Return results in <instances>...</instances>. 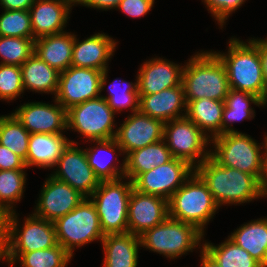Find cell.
<instances>
[{
  "instance_id": "bcb514c9",
  "label": "cell",
  "mask_w": 267,
  "mask_h": 267,
  "mask_svg": "<svg viewBox=\"0 0 267 267\" xmlns=\"http://www.w3.org/2000/svg\"><path fill=\"white\" fill-rule=\"evenodd\" d=\"M260 197H267V154L264 158L262 175L259 180Z\"/></svg>"
},
{
  "instance_id": "60d3db41",
  "label": "cell",
  "mask_w": 267,
  "mask_h": 267,
  "mask_svg": "<svg viewBox=\"0 0 267 267\" xmlns=\"http://www.w3.org/2000/svg\"><path fill=\"white\" fill-rule=\"evenodd\" d=\"M154 3L155 0H121L116 9L130 18H140L150 12Z\"/></svg>"
},
{
  "instance_id": "4dcf8cb0",
  "label": "cell",
  "mask_w": 267,
  "mask_h": 267,
  "mask_svg": "<svg viewBox=\"0 0 267 267\" xmlns=\"http://www.w3.org/2000/svg\"><path fill=\"white\" fill-rule=\"evenodd\" d=\"M224 106V101L207 98L191 100L187 103L186 116L212 139L221 135V121Z\"/></svg>"
},
{
  "instance_id": "7402d4cb",
  "label": "cell",
  "mask_w": 267,
  "mask_h": 267,
  "mask_svg": "<svg viewBox=\"0 0 267 267\" xmlns=\"http://www.w3.org/2000/svg\"><path fill=\"white\" fill-rule=\"evenodd\" d=\"M139 111L164 123L186 116L183 84L154 94L139 95Z\"/></svg>"
},
{
  "instance_id": "f35d334b",
  "label": "cell",
  "mask_w": 267,
  "mask_h": 267,
  "mask_svg": "<svg viewBox=\"0 0 267 267\" xmlns=\"http://www.w3.org/2000/svg\"><path fill=\"white\" fill-rule=\"evenodd\" d=\"M24 93L20 66L0 64V100L7 102Z\"/></svg>"
},
{
  "instance_id": "74e56055",
  "label": "cell",
  "mask_w": 267,
  "mask_h": 267,
  "mask_svg": "<svg viewBox=\"0 0 267 267\" xmlns=\"http://www.w3.org/2000/svg\"><path fill=\"white\" fill-rule=\"evenodd\" d=\"M0 36L33 38L29 10H4L0 15Z\"/></svg>"
},
{
  "instance_id": "484cf974",
  "label": "cell",
  "mask_w": 267,
  "mask_h": 267,
  "mask_svg": "<svg viewBox=\"0 0 267 267\" xmlns=\"http://www.w3.org/2000/svg\"><path fill=\"white\" fill-rule=\"evenodd\" d=\"M75 34L63 32L37 38L34 54L59 72L71 66Z\"/></svg>"
},
{
  "instance_id": "7a4b0ae2",
  "label": "cell",
  "mask_w": 267,
  "mask_h": 267,
  "mask_svg": "<svg viewBox=\"0 0 267 267\" xmlns=\"http://www.w3.org/2000/svg\"><path fill=\"white\" fill-rule=\"evenodd\" d=\"M219 206L237 205L260 198L259 180L235 168L221 166L211 156L195 168Z\"/></svg>"
},
{
  "instance_id": "c3c4849f",
  "label": "cell",
  "mask_w": 267,
  "mask_h": 267,
  "mask_svg": "<svg viewBox=\"0 0 267 267\" xmlns=\"http://www.w3.org/2000/svg\"><path fill=\"white\" fill-rule=\"evenodd\" d=\"M10 214L11 213L5 207H0V248L4 240L5 227Z\"/></svg>"
},
{
  "instance_id": "f1b7e54d",
  "label": "cell",
  "mask_w": 267,
  "mask_h": 267,
  "mask_svg": "<svg viewBox=\"0 0 267 267\" xmlns=\"http://www.w3.org/2000/svg\"><path fill=\"white\" fill-rule=\"evenodd\" d=\"M228 238L247 251L263 267H267V218L241 225Z\"/></svg>"
},
{
  "instance_id": "7c38bea8",
  "label": "cell",
  "mask_w": 267,
  "mask_h": 267,
  "mask_svg": "<svg viewBox=\"0 0 267 267\" xmlns=\"http://www.w3.org/2000/svg\"><path fill=\"white\" fill-rule=\"evenodd\" d=\"M108 71V68L100 71L75 66L61 71L56 101L68 110L75 105L99 97L107 85Z\"/></svg>"
},
{
  "instance_id": "7bdbcfd3",
  "label": "cell",
  "mask_w": 267,
  "mask_h": 267,
  "mask_svg": "<svg viewBox=\"0 0 267 267\" xmlns=\"http://www.w3.org/2000/svg\"><path fill=\"white\" fill-rule=\"evenodd\" d=\"M121 0H75V4H80L88 8L98 10L116 9Z\"/></svg>"
},
{
  "instance_id": "2e32d148",
  "label": "cell",
  "mask_w": 267,
  "mask_h": 267,
  "mask_svg": "<svg viewBox=\"0 0 267 267\" xmlns=\"http://www.w3.org/2000/svg\"><path fill=\"white\" fill-rule=\"evenodd\" d=\"M164 122L141 113L128 115L121 126L116 127L114 139L126 156L129 152L164 139Z\"/></svg>"
},
{
  "instance_id": "f6af8a7d",
  "label": "cell",
  "mask_w": 267,
  "mask_h": 267,
  "mask_svg": "<svg viewBox=\"0 0 267 267\" xmlns=\"http://www.w3.org/2000/svg\"><path fill=\"white\" fill-rule=\"evenodd\" d=\"M258 49L262 61L264 80L267 82V39H258Z\"/></svg>"
},
{
  "instance_id": "7dc6e473",
  "label": "cell",
  "mask_w": 267,
  "mask_h": 267,
  "mask_svg": "<svg viewBox=\"0 0 267 267\" xmlns=\"http://www.w3.org/2000/svg\"><path fill=\"white\" fill-rule=\"evenodd\" d=\"M200 258V267H221L219 263L202 247Z\"/></svg>"
},
{
  "instance_id": "f907efd6",
  "label": "cell",
  "mask_w": 267,
  "mask_h": 267,
  "mask_svg": "<svg viewBox=\"0 0 267 267\" xmlns=\"http://www.w3.org/2000/svg\"><path fill=\"white\" fill-rule=\"evenodd\" d=\"M265 141H266V154H267V135H265Z\"/></svg>"
},
{
  "instance_id": "ffe728a7",
  "label": "cell",
  "mask_w": 267,
  "mask_h": 267,
  "mask_svg": "<svg viewBox=\"0 0 267 267\" xmlns=\"http://www.w3.org/2000/svg\"><path fill=\"white\" fill-rule=\"evenodd\" d=\"M183 66L163 58L147 60L139 68V95H150L181 84Z\"/></svg>"
},
{
  "instance_id": "8d00e7d4",
  "label": "cell",
  "mask_w": 267,
  "mask_h": 267,
  "mask_svg": "<svg viewBox=\"0 0 267 267\" xmlns=\"http://www.w3.org/2000/svg\"><path fill=\"white\" fill-rule=\"evenodd\" d=\"M33 38L0 36V64L21 66L34 53Z\"/></svg>"
},
{
  "instance_id": "e575fe53",
  "label": "cell",
  "mask_w": 267,
  "mask_h": 267,
  "mask_svg": "<svg viewBox=\"0 0 267 267\" xmlns=\"http://www.w3.org/2000/svg\"><path fill=\"white\" fill-rule=\"evenodd\" d=\"M135 81L132 83L114 79L109 85L108 96L100 95L108 102L114 113H121L126 108L131 109L132 113L139 111L138 76Z\"/></svg>"
},
{
  "instance_id": "d6a6232c",
  "label": "cell",
  "mask_w": 267,
  "mask_h": 267,
  "mask_svg": "<svg viewBox=\"0 0 267 267\" xmlns=\"http://www.w3.org/2000/svg\"><path fill=\"white\" fill-rule=\"evenodd\" d=\"M203 248L219 263L221 267H263L247 251L227 238L219 245L203 243Z\"/></svg>"
},
{
  "instance_id": "8992f818",
  "label": "cell",
  "mask_w": 267,
  "mask_h": 267,
  "mask_svg": "<svg viewBox=\"0 0 267 267\" xmlns=\"http://www.w3.org/2000/svg\"><path fill=\"white\" fill-rule=\"evenodd\" d=\"M204 236L196 226L167 217L140 235V242L141 247L173 260L193 252V249H202Z\"/></svg>"
},
{
  "instance_id": "cb8c5ba5",
  "label": "cell",
  "mask_w": 267,
  "mask_h": 267,
  "mask_svg": "<svg viewBox=\"0 0 267 267\" xmlns=\"http://www.w3.org/2000/svg\"><path fill=\"white\" fill-rule=\"evenodd\" d=\"M71 143L63 133L30 134L27 158L24 161L26 167L32 166L40 169L53 168L59 160L63 150Z\"/></svg>"
},
{
  "instance_id": "603a6c76",
  "label": "cell",
  "mask_w": 267,
  "mask_h": 267,
  "mask_svg": "<svg viewBox=\"0 0 267 267\" xmlns=\"http://www.w3.org/2000/svg\"><path fill=\"white\" fill-rule=\"evenodd\" d=\"M86 142H93V144L95 143L94 146L96 147H89L85 148L84 150L86 152L88 164L93 169L96 177L100 181L116 180L125 177V159H122L123 162L121 164L120 161H118V154L116 155L114 153L118 151V153H120L119 156H124V154L114 138L106 140H91ZM108 154L111 155L109 156ZM113 160H115L117 164L115 161L113 162ZM118 162L120 163V166L118 165Z\"/></svg>"
},
{
  "instance_id": "6da1fadb",
  "label": "cell",
  "mask_w": 267,
  "mask_h": 267,
  "mask_svg": "<svg viewBox=\"0 0 267 267\" xmlns=\"http://www.w3.org/2000/svg\"><path fill=\"white\" fill-rule=\"evenodd\" d=\"M181 83L186 103L203 98L225 101L230 90L226 68L212 50L190 57L183 66Z\"/></svg>"
},
{
  "instance_id": "f546056e",
  "label": "cell",
  "mask_w": 267,
  "mask_h": 267,
  "mask_svg": "<svg viewBox=\"0 0 267 267\" xmlns=\"http://www.w3.org/2000/svg\"><path fill=\"white\" fill-rule=\"evenodd\" d=\"M72 255L60 244L31 252H0V261L14 267L17 261L21 267H66Z\"/></svg>"
},
{
  "instance_id": "ab89813d",
  "label": "cell",
  "mask_w": 267,
  "mask_h": 267,
  "mask_svg": "<svg viewBox=\"0 0 267 267\" xmlns=\"http://www.w3.org/2000/svg\"><path fill=\"white\" fill-rule=\"evenodd\" d=\"M246 0H202L209 13L215 18L221 29L229 16L244 4Z\"/></svg>"
},
{
  "instance_id": "d590c367",
  "label": "cell",
  "mask_w": 267,
  "mask_h": 267,
  "mask_svg": "<svg viewBox=\"0 0 267 267\" xmlns=\"http://www.w3.org/2000/svg\"><path fill=\"white\" fill-rule=\"evenodd\" d=\"M25 169L0 170V202L10 212H15L14 203L23 197L26 173Z\"/></svg>"
},
{
  "instance_id": "d6986e66",
  "label": "cell",
  "mask_w": 267,
  "mask_h": 267,
  "mask_svg": "<svg viewBox=\"0 0 267 267\" xmlns=\"http://www.w3.org/2000/svg\"><path fill=\"white\" fill-rule=\"evenodd\" d=\"M75 0H35L29 9L33 39L65 32Z\"/></svg>"
},
{
  "instance_id": "5bb4252c",
  "label": "cell",
  "mask_w": 267,
  "mask_h": 267,
  "mask_svg": "<svg viewBox=\"0 0 267 267\" xmlns=\"http://www.w3.org/2000/svg\"><path fill=\"white\" fill-rule=\"evenodd\" d=\"M77 144L79 143L71 140L55 165L58 169H55L51 176L66 182L89 198L98 188L100 180L88 164L85 150Z\"/></svg>"
},
{
  "instance_id": "9c48e42d",
  "label": "cell",
  "mask_w": 267,
  "mask_h": 267,
  "mask_svg": "<svg viewBox=\"0 0 267 267\" xmlns=\"http://www.w3.org/2000/svg\"><path fill=\"white\" fill-rule=\"evenodd\" d=\"M17 215L16 211L10 214L0 252H31L58 245L53 222L32 213L24 219L21 228Z\"/></svg>"
},
{
  "instance_id": "277c9868",
  "label": "cell",
  "mask_w": 267,
  "mask_h": 267,
  "mask_svg": "<svg viewBox=\"0 0 267 267\" xmlns=\"http://www.w3.org/2000/svg\"><path fill=\"white\" fill-rule=\"evenodd\" d=\"M218 209L212 193L195 171L168 200V217L190 223L204 234Z\"/></svg>"
},
{
  "instance_id": "30bf717a",
  "label": "cell",
  "mask_w": 267,
  "mask_h": 267,
  "mask_svg": "<svg viewBox=\"0 0 267 267\" xmlns=\"http://www.w3.org/2000/svg\"><path fill=\"white\" fill-rule=\"evenodd\" d=\"M114 120V111L101 96L67 110V130L80 133L87 141L114 138L117 126Z\"/></svg>"
},
{
  "instance_id": "83f0119b",
  "label": "cell",
  "mask_w": 267,
  "mask_h": 267,
  "mask_svg": "<svg viewBox=\"0 0 267 267\" xmlns=\"http://www.w3.org/2000/svg\"><path fill=\"white\" fill-rule=\"evenodd\" d=\"M174 157L163 140L129 152L125 157V177L132 182L156 166L166 164Z\"/></svg>"
},
{
  "instance_id": "1f68e13d",
  "label": "cell",
  "mask_w": 267,
  "mask_h": 267,
  "mask_svg": "<svg viewBox=\"0 0 267 267\" xmlns=\"http://www.w3.org/2000/svg\"><path fill=\"white\" fill-rule=\"evenodd\" d=\"M225 106L221 121V134L237 132L232 125L244 119L251 120L256 116L254 108L250 104L260 106V98L248 92L229 90L225 99ZM231 123V124H230Z\"/></svg>"
},
{
  "instance_id": "681fc988",
  "label": "cell",
  "mask_w": 267,
  "mask_h": 267,
  "mask_svg": "<svg viewBox=\"0 0 267 267\" xmlns=\"http://www.w3.org/2000/svg\"><path fill=\"white\" fill-rule=\"evenodd\" d=\"M266 104H267V82L265 84L264 92L260 98V106L263 107L266 106Z\"/></svg>"
},
{
  "instance_id": "4fadbf2b",
  "label": "cell",
  "mask_w": 267,
  "mask_h": 267,
  "mask_svg": "<svg viewBox=\"0 0 267 267\" xmlns=\"http://www.w3.org/2000/svg\"><path fill=\"white\" fill-rule=\"evenodd\" d=\"M195 168L188 162L173 158L166 164L141 173L134 181L133 188L139 192L169 200L194 173Z\"/></svg>"
},
{
  "instance_id": "4316f807",
  "label": "cell",
  "mask_w": 267,
  "mask_h": 267,
  "mask_svg": "<svg viewBox=\"0 0 267 267\" xmlns=\"http://www.w3.org/2000/svg\"><path fill=\"white\" fill-rule=\"evenodd\" d=\"M20 67L24 90L41 94L51 93L55 98L60 76L57 69L49 66L34 53Z\"/></svg>"
},
{
  "instance_id": "5b68a950",
  "label": "cell",
  "mask_w": 267,
  "mask_h": 267,
  "mask_svg": "<svg viewBox=\"0 0 267 267\" xmlns=\"http://www.w3.org/2000/svg\"><path fill=\"white\" fill-rule=\"evenodd\" d=\"M211 144L214 146L210 149V156L221 166L235 168L260 180L266 156L265 137L261 146L250 135L228 132L212 138Z\"/></svg>"
},
{
  "instance_id": "ee69618b",
  "label": "cell",
  "mask_w": 267,
  "mask_h": 267,
  "mask_svg": "<svg viewBox=\"0 0 267 267\" xmlns=\"http://www.w3.org/2000/svg\"><path fill=\"white\" fill-rule=\"evenodd\" d=\"M35 0H0L4 10H29Z\"/></svg>"
},
{
  "instance_id": "8fae6325",
  "label": "cell",
  "mask_w": 267,
  "mask_h": 267,
  "mask_svg": "<svg viewBox=\"0 0 267 267\" xmlns=\"http://www.w3.org/2000/svg\"><path fill=\"white\" fill-rule=\"evenodd\" d=\"M164 141L172 156L188 162L196 168L210 156L207 149L210 138L187 116L164 124Z\"/></svg>"
},
{
  "instance_id": "3957f363",
  "label": "cell",
  "mask_w": 267,
  "mask_h": 267,
  "mask_svg": "<svg viewBox=\"0 0 267 267\" xmlns=\"http://www.w3.org/2000/svg\"><path fill=\"white\" fill-rule=\"evenodd\" d=\"M227 53L214 52L224 64L230 89L248 92L261 98L265 89L262 61L258 49V38L246 43L230 38Z\"/></svg>"
},
{
  "instance_id": "d4e9b609",
  "label": "cell",
  "mask_w": 267,
  "mask_h": 267,
  "mask_svg": "<svg viewBox=\"0 0 267 267\" xmlns=\"http://www.w3.org/2000/svg\"><path fill=\"white\" fill-rule=\"evenodd\" d=\"M103 267H137L140 236L130 232L107 234L101 241Z\"/></svg>"
},
{
  "instance_id": "e0dca14e",
  "label": "cell",
  "mask_w": 267,
  "mask_h": 267,
  "mask_svg": "<svg viewBox=\"0 0 267 267\" xmlns=\"http://www.w3.org/2000/svg\"><path fill=\"white\" fill-rule=\"evenodd\" d=\"M55 105L27 102L13 112L30 134H58L67 130V110L54 100Z\"/></svg>"
},
{
  "instance_id": "b9f144b4",
  "label": "cell",
  "mask_w": 267,
  "mask_h": 267,
  "mask_svg": "<svg viewBox=\"0 0 267 267\" xmlns=\"http://www.w3.org/2000/svg\"><path fill=\"white\" fill-rule=\"evenodd\" d=\"M27 169L24 160L0 144V170Z\"/></svg>"
},
{
  "instance_id": "9a60e30c",
  "label": "cell",
  "mask_w": 267,
  "mask_h": 267,
  "mask_svg": "<svg viewBox=\"0 0 267 267\" xmlns=\"http://www.w3.org/2000/svg\"><path fill=\"white\" fill-rule=\"evenodd\" d=\"M38 198L33 214L55 222L75 209L86 197L66 182L50 175L43 183Z\"/></svg>"
},
{
  "instance_id": "44dd1931",
  "label": "cell",
  "mask_w": 267,
  "mask_h": 267,
  "mask_svg": "<svg viewBox=\"0 0 267 267\" xmlns=\"http://www.w3.org/2000/svg\"><path fill=\"white\" fill-rule=\"evenodd\" d=\"M116 45L117 41L105 33H94L82 41L75 35L71 66L105 71Z\"/></svg>"
},
{
  "instance_id": "ac0fdd59",
  "label": "cell",
  "mask_w": 267,
  "mask_h": 267,
  "mask_svg": "<svg viewBox=\"0 0 267 267\" xmlns=\"http://www.w3.org/2000/svg\"><path fill=\"white\" fill-rule=\"evenodd\" d=\"M168 217V200L133 188L128 202V232L142 235Z\"/></svg>"
},
{
  "instance_id": "836d02e7",
  "label": "cell",
  "mask_w": 267,
  "mask_h": 267,
  "mask_svg": "<svg viewBox=\"0 0 267 267\" xmlns=\"http://www.w3.org/2000/svg\"><path fill=\"white\" fill-rule=\"evenodd\" d=\"M29 137L30 133L13 113L0 116V144L24 161L27 158Z\"/></svg>"
},
{
  "instance_id": "52a82bcc",
  "label": "cell",
  "mask_w": 267,
  "mask_h": 267,
  "mask_svg": "<svg viewBox=\"0 0 267 267\" xmlns=\"http://www.w3.org/2000/svg\"><path fill=\"white\" fill-rule=\"evenodd\" d=\"M125 179L126 182H123ZM132 190L133 182L122 177L100 181L98 188L89 197L96 206L104 235L128 232V202Z\"/></svg>"
},
{
  "instance_id": "ba28073f",
  "label": "cell",
  "mask_w": 267,
  "mask_h": 267,
  "mask_svg": "<svg viewBox=\"0 0 267 267\" xmlns=\"http://www.w3.org/2000/svg\"><path fill=\"white\" fill-rule=\"evenodd\" d=\"M54 223L58 244L72 256L75 248L94 241H102V232L96 206L90 198H85L71 212Z\"/></svg>"
}]
</instances>
